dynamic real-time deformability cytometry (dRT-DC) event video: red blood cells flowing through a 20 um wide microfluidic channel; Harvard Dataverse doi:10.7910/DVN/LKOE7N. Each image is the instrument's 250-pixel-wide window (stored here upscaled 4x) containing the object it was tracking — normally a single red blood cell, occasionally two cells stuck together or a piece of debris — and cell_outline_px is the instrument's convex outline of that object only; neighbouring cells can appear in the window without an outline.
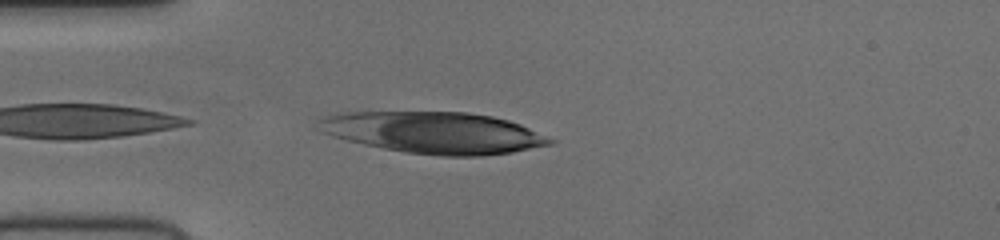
{"species": "human", "species_latin": "Homo sapiens", "temperature_condition": "cold", "stored_images_in_passage": 34, "camera_frame_rate_fps": 3000, "um_per_image_px": 0.085, "donor": {"sex": "female"}, "frame": {"image": 1, "passage_image": 1, "time_ms": 0.0, "image_size_px": [1000, 240], "cell_outline_px": [[556, 140], [552, 144], [512, 152], [480, 156], [440, 156], [404, 152], [384, 148], [348, 140], [336, 136], [328, 132], [320, 120], [332, 116], [352, 112], [468, 112], [492, 116], [508, 120], [520, 124]], "centroid_in_image_um": [37.06, 11.28], "position_along_channel_um": 47.9, "area_um2": 54.85}}
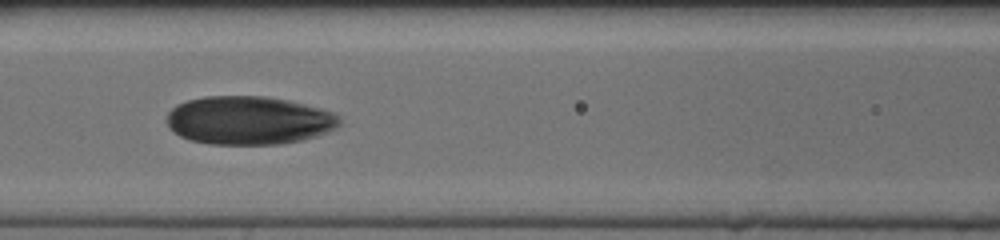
{"frame": {"image": 2, "passage_image": 10, "time_ms": 3.0, "image_size_px": [1000, 240], "cell_outline_px": [[340, 124], [316, 136], [304, 140], [280, 144], [212, 144], [192, 140], [180, 136], [168, 124], [168, 112], [176, 104], [188, 100], [204, 96], [264, 96], [288, 100], [332, 112], [340, 116]], "centroid_in_image_um": [21.14, 10.22], "position_along_channel_um": 145.5, "area_um2": 48.32}}
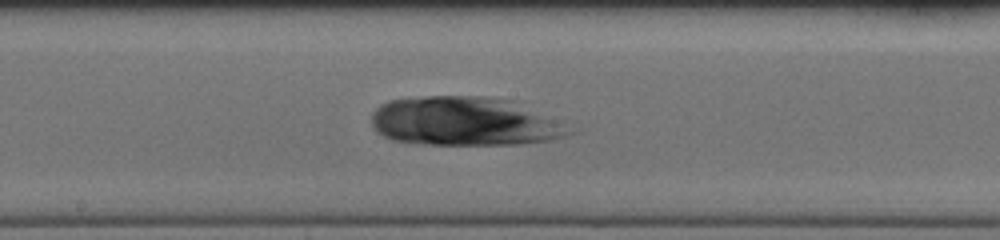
{"frame": {"image": 3, "passage_image": 15, "time_ms": 4.667, "image_size_px": [1000, 240], "cell_outline_px": [[572, 132], [564, 136], [552, 140], [520, 144], [424, 144], [392, 140], [384, 136], [372, 124], [372, 116], [376, 108], [380, 104], [388, 100], [424, 96], [484, 96], [512, 100]], "centroid_in_image_um": [39.34, 10.31], "position_along_channel_um": 208.9, "area_um2": 55.08}}